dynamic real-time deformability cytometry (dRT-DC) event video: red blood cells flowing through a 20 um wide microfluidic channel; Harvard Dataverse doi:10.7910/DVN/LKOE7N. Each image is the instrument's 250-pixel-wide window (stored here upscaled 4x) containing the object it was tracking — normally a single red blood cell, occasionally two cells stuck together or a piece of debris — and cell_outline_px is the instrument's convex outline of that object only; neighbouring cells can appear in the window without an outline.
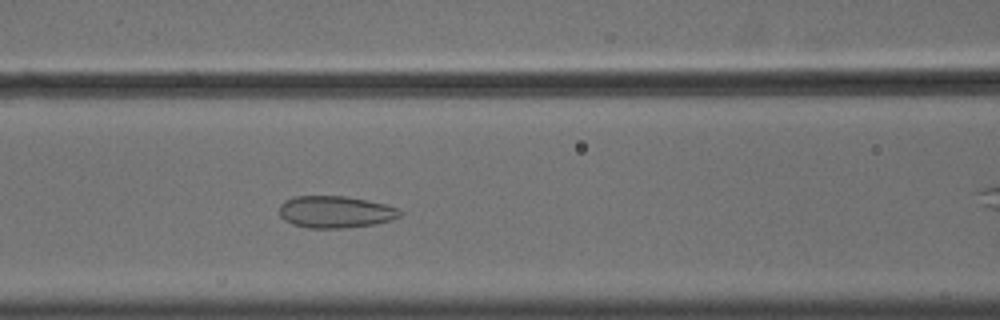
{"species": "common noctule bat (a hibernating species)", "species_latin": "Nyctalus noctula", "temperature_condition": "cold", "stored_images_in_passage": 41, "camera_frame_rate_fps": 3000, "um_per_image_px": 0.085, "animal": {"sex": "male", "body_mass_g": 18.8}, "frame": {"image": 1, "passage_image": 20, "time_ms": 6.333, "image_size_px": [1000, 320], "cell_outline_px": [[400, 216], [392, 220], [376, 224], [344, 228], [308, 228], [292, 224], [284, 220], [280, 216], [280, 204], [284, 200], [296, 196], [344, 196], [384, 204], [400, 208]], "centroid_in_image_um": [28.49, 18.02], "position_along_channel_um": 138.1, "area_um2": 22.48}}
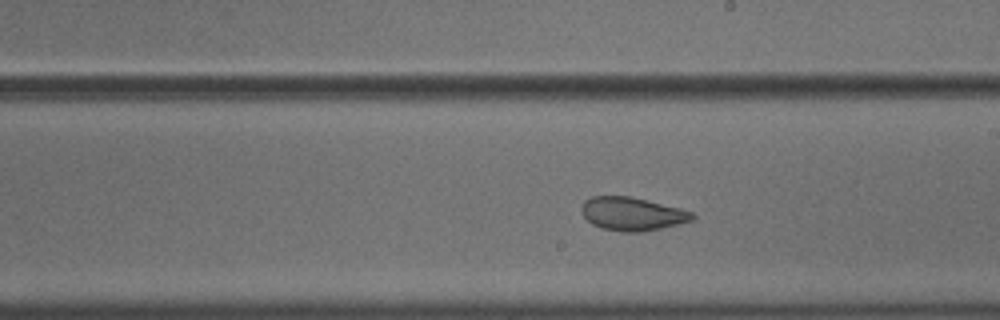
{"frame": {"image": 2, "passage_image": 28, "time_ms": 9.0, "image_size_px": [1000, 320], "cell_outline_px": [[696, 216], [692, 220], [680, 224], [640, 232], [620, 232], [600, 228], [592, 224], [580, 212], [580, 208], [584, 200], [592, 196], [628, 196], [680, 208], [692, 212]], "centroid_in_image_um": [53.7, 18.18], "position_along_channel_um": 235.3, "area_um2": 21.56}}
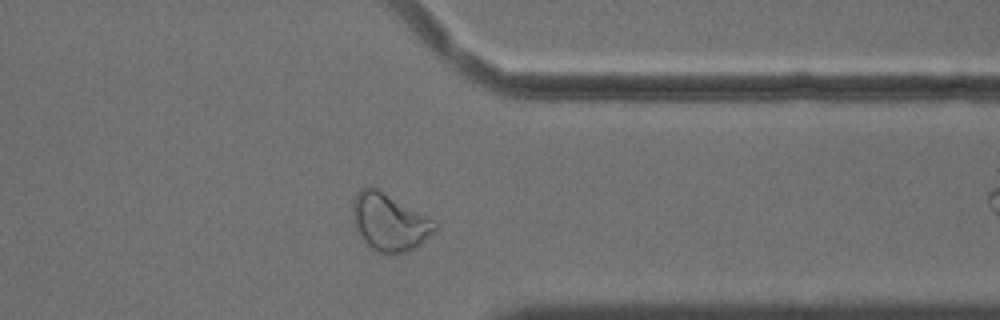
{"frame": {"image": 3, "passage_image": 40, "time_ms": 13.0, "image_size_px": [1000, 320], "cell_outline_px": [[440, 224], [436, 232], [416, 248], [408, 252], [392, 256], [388, 256], [372, 248], [360, 236], [356, 228], [352, 212], [352, 204], [356, 192], [364, 188], [376, 188], [436, 220]], "centroid_in_image_um": [33.17, 18.93], "position_along_channel_um": 378.2, "area_um2": 27.8}}